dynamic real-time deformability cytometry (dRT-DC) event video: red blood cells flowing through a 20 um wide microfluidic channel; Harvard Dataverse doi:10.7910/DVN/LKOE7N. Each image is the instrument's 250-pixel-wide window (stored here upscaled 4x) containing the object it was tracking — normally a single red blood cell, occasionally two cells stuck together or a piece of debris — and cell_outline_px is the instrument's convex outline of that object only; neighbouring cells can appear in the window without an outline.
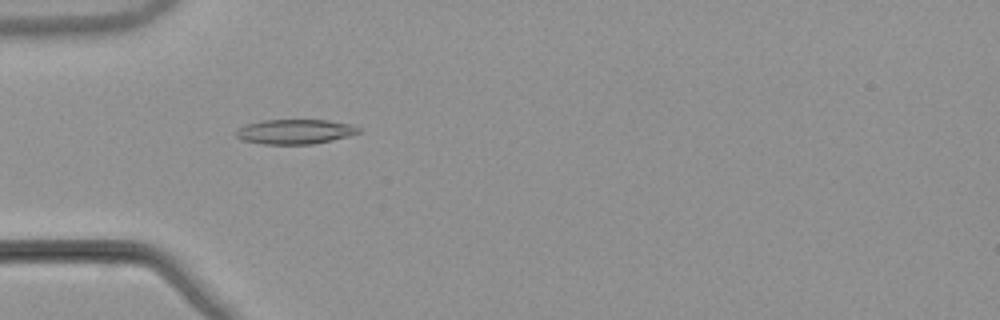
{"species": "common noctule bat (a hibernating species)", "species_latin": "Nyctalus noctula", "temperature_condition": "warm", "stored_images_in_passage": 53, "camera_frame_rate_fps": 3000, "um_per_image_px": 0.085, "animal": {"sex": "male", "body_mass_g": 21.5, "forearm_length_mm": 52.0}, "frame": {"image": 1, "passage_image": 17, "time_ms": 5.333, "image_size_px": [1000, 320], "cell_outline_px": [[360, 132], [348, 136], [332, 140], [312, 144], [264, 144], [244, 140], [236, 136], [236, 132], [240, 128], [248, 124], [260, 120], [328, 120], [352, 124], [360, 128]], "centroid_in_image_um": [25.11, 11.18], "position_along_channel_um": 59.9, "area_um2": 17.51}}
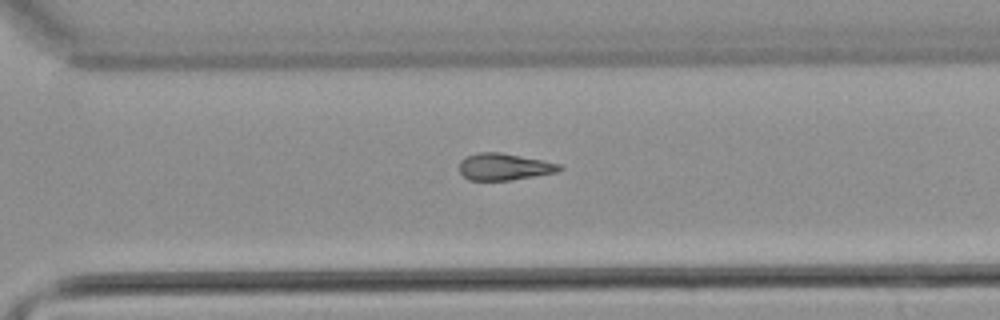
{"frame": {"image": 2, "passage_image": 38, "time_ms": 12.333, "image_size_px": [1000, 320], "cell_outline_px": [[564, 168], [556, 172], [508, 180], [468, 180], [460, 172], [460, 160], [468, 156], [480, 152], [500, 152], [544, 160], [560, 164]], "centroid_in_image_um": [42.86, 14.16], "position_along_channel_um": 327.7, "area_um2": 15.49}}
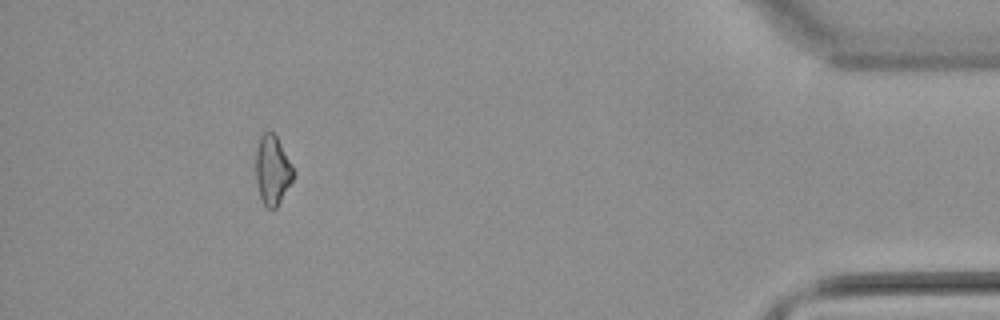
{"frame": {"image": 3, "passage_image": 49, "time_ms": 16.0, "image_size_px": [1000, 320], "cell_outline_px": [[296, 172], [292, 180], [276, 208], [268, 208], [264, 204], [260, 196], [256, 180], [256, 152], [260, 136], [264, 132], [272, 132], [276, 136]], "centroid_in_image_um": [23.16, 14.45], "position_along_channel_um": 412.0, "area_um2": 14.91}}